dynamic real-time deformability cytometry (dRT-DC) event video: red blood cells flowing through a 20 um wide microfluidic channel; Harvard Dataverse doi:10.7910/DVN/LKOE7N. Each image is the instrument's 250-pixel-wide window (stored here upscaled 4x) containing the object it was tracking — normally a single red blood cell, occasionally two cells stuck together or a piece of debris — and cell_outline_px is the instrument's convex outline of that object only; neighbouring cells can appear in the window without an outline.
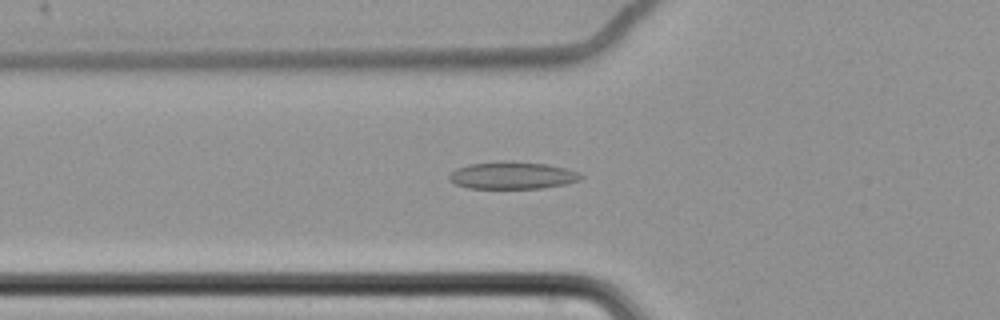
{"species": "common noctule bat (a hibernating species)", "species_latin": "Nyctalus noctula", "temperature_condition": "cold", "stored_images_in_passage": 64, "camera_frame_rate_fps": 3000, "um_per_image_px": 0.085, "animal": {"sex": "female", "body_mass_g": 22.7, "forearm_length_mm": 54.2}, "frame": {"image": 1, "passage_image": 26, "time_ms": 8.333, "image_size_px": [1000, 320], "cell_outline_px": [[584, 176], [580, 180], [564, 184], [544, 188], [468, 188], [456, 184], [448, 180], [448, 176], [456, 168], [468, 164], [500, 160], [512, 160], [548, 164], [580, 172]], "centroid_in_image_um": [43.54, 14.89], "position_along_channel_um": 82.3, "area_um2": 21.27}}
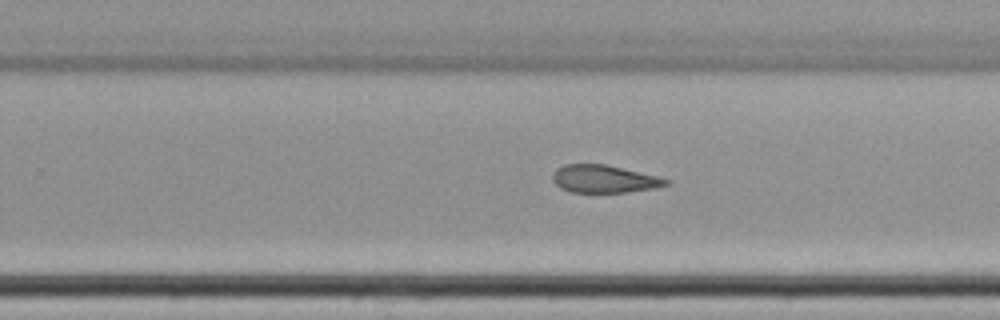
{"frame": {"image": 2, "passage_image": 43, "time_ms": 14.0, "image_size_px": [1000, 320], "cell_outline_px": [[668, 184], [656, 188], [628, 192], [572, 192], [560, 188], [552, 180], [552, 176], [556, 168], [564, 164], [604, 164], [656, 176], [668, 180]], "centroid_in_image_um": [51.3, 15.21], "position_along_channel_um": 278.5, "area_um2": 18.09}}
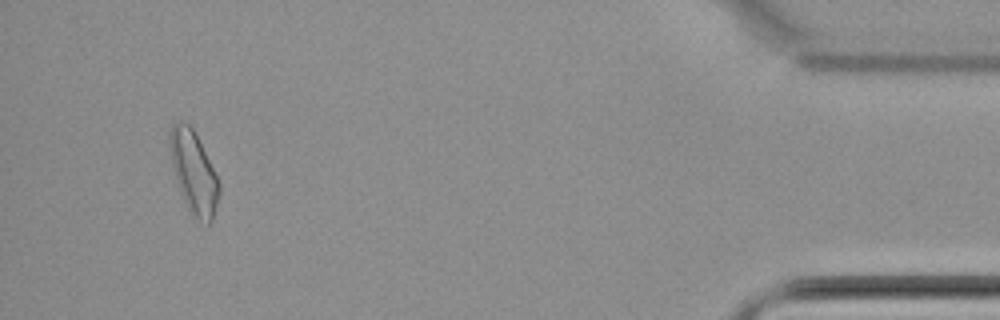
{"frame": {"image": 3, "passage_image": 61, "time_ms": 20.0, "image_size_px": [1000, 320], "cell_outline_px": [[220, 192], [212, 220], [208, 224], [192, 216], [184, 200], [176, 180], [168, 144], [168, 132], [172, 124], [176, 120], [188, 124], [192, 128], [220, 184]], "centroid_in_image_um": [16.43, 14.63], "position_along_channel_um": 418.8, "area_um2": 23.12}, "authors_computed_cell_mechanics": {"area_um2": 21.1837, "velocity_mm_per_s": 3.4725, "shape_relaxation_time_tau1_ms": null, "shape_relaxation_time_tau2_ms": 4.3049, "deformation_change_tau1": null, "deformation_change_tau2": 0.1004}}